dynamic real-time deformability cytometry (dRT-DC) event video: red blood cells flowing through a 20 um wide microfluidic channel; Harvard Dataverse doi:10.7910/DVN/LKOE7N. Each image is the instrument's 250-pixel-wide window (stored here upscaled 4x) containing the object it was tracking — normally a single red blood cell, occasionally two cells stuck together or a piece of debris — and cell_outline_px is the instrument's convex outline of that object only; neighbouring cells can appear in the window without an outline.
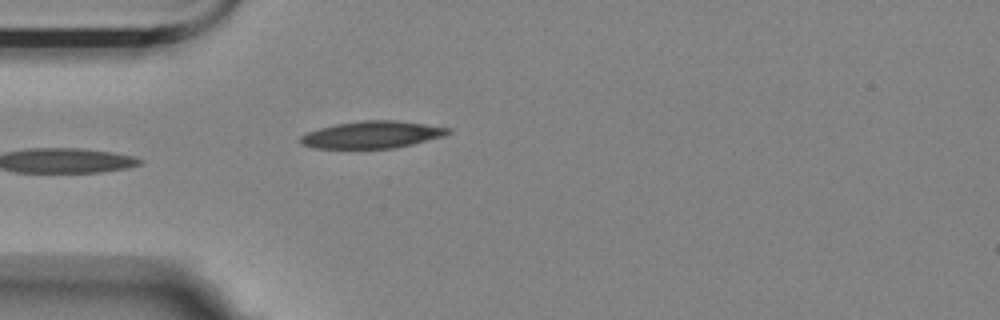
{"species": "Egyptian fruit bat (a non-hibernating species)", "species_latin": "Rousettus aegyptiacus", "temperature_condition": "room temperature", "stored_images_in_passage": 4, "camera_frame_rate_fps": 3000, "um_per_image_px": 0.085, "animal": {"sex": "female"}, "frame": {"image": 1, "passage_image": 4, "time_ms": 1.0, "image_size_px": [1000, 320], "cell_outline_px": [[452, 132], [444, 136], [396, 148], [316, 148], [300, 144], [300, 136], [308, 132], [320, 128], [336, 124], [364, 120], [396, 120], [452, 128]], "centroid_in_image_um": [31.65, 11.44], "position_along_channel_um": 53.3, "area_um2": 23.24}}